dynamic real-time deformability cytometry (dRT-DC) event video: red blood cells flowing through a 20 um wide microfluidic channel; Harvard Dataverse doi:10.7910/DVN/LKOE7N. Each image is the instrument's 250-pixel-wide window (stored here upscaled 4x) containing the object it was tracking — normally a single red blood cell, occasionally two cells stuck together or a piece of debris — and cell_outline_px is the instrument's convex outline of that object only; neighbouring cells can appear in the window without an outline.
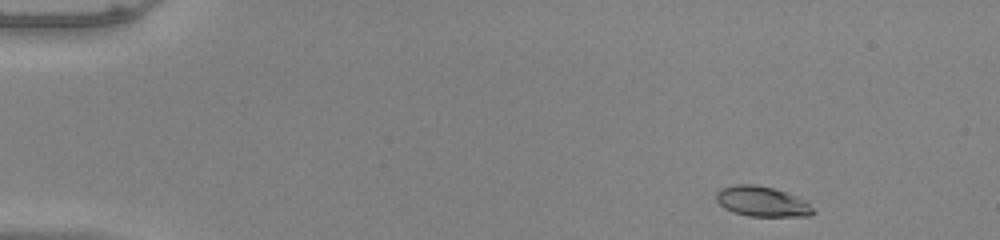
{"species": "common noctule bat (a hibernating species)", "species_latin": "Nyctalus noctula", "temperature_condition": "warm", "stored_images_in_passage": 47, "camera_frame_rate_fps": 3000, "um_per_image_px": 0.085, "animal": {"sex": "male", "body_mass_g": 20.0, "forearm_length_mm": 53.3}, "frame": {"image": 1, "passage_image": 1, "time_ms": 0.0, "image_size_px": [1000, 240], "cell_outline_px": [[816, 212], [808, 216], [748, 216], [732, 212], [724, 208], [716, 200], [716, 192], [720, 188], [736, 184], [756, 184], [772, 188], [808, 200]], "centroid_in_image_um": [64.78, 17.13], "position_along_channel_um": 20.2, "area_um2": 17.22}}
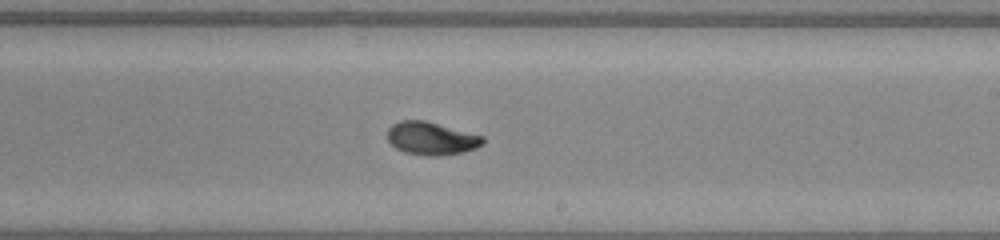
{"frame": {"image": 2, "passage_image": 27, "time_ms": 8.667, "image_size_px": [1000, 240], "cell_outline_px": [[484, 144], [476, 148], [464, 152], [440, 156], [428, 156], [404, 152], [396, 148], [388, 140], [388, 128], [392, 124], [400, 120], [424, 120], [484, 136]], "centroid_in_image_um": [36.68, 11.77], "position_along_channel_um": 252.3, "area_um2": 18.38}}
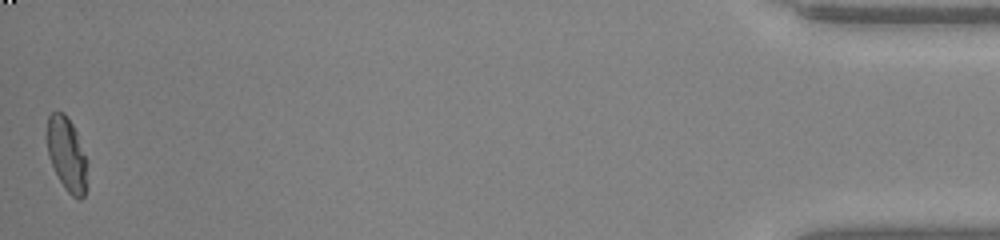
{"frame": {"image": 3, "passage_image": 47, "time_ms": 15.333, "image_size_px": [1000, 240], "cell_outline_px": [[88, 160], [84, 196], [80, 200], [72, 196], [64, 188], [48, 156], [48, 116], [52, 112], [64, 112], [72, 124], [76, 132]], "centroid_in_image_um": [5.7, 13.12], "position_along_channel_um": 429.5, "area_um2": 17.11}, "authors_computed_cell_mechanics": {"area_um2": 17.9758, "velocity_mm_per_s": 3.982, "shape_relaxation_time_tau1_ms": 3.376, "shape_relaxation_time_tau2_ms": 1.8771, "deformation_change_tau1": 0.1805, "deformation_change_tau2": 0.0578}}